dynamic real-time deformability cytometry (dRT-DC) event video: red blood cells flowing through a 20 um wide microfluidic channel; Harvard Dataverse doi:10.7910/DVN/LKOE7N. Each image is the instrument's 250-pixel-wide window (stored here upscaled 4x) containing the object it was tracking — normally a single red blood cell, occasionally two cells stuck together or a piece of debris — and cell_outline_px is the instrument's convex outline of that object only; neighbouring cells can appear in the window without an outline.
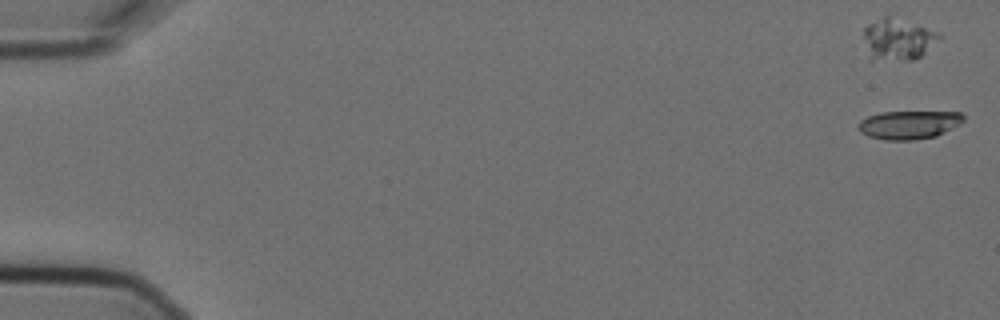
{"species": "Egyptian fruit bat (a non-hibernating species)", "species_latin": "Rousettus aegyptiacus", "temperature_condition": "cold", "stored_images_in_passage": 6, "camera_frame_rate_fps": 3000, "um_per_image_px": 0.085, "animal": {"sex": "female"}, "frame": {"image": 1, "passage_image": 1, "time_ms": 0.0, "image_size_px": [1000, 320], "cell_outline_px": [[964, 120], [960, 124], [936, 136], [912, 140], [884, 140], [868, 136], [860, 132], [856, 128], [856, 124], [860, 120], [868, 116], [880, 112], [960, 112], [964, 116]], "centroid_in_image_um": [77.21, 10.61], "position_along_channel_um": 7.8, "area_um2": 17.51}}